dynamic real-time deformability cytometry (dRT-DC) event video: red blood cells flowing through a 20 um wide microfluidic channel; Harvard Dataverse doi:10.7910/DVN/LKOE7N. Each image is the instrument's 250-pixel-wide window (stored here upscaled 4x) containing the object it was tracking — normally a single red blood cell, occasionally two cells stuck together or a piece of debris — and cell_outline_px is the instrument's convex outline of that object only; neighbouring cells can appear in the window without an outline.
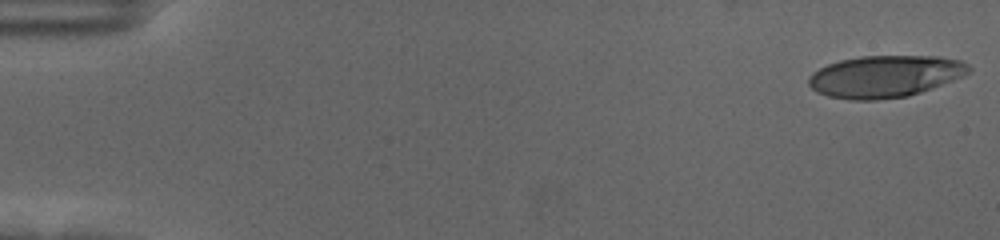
{"species": "human", "species_latin": "Homo sapiens", "temperature_condition": "cold", "stored_images_in_passage": 56, "camera_frame_rate_fps": 3000, "um_per_image_px": 0.085, "donor": {"sex": "female"}, "frame": {"image": 1, "passage_image": 1, "time_ms": 0.0, "image_size_px": [1000, 240], "cell_outline_px": [[972, 72], [932, 88], [908, 96], [876, 100], [848, 100], [828, 96], [816, 92], [808, 84], [808, 76], [812, 72], [828, 64], [840, 60], [860, 56], [940, 56], [960, 60], [968, 64], [972, 68]], "centroid_in_image_um": [75.22, 6.49], "position_along_channel_um": 9.8, "area_um2": 39.36}}
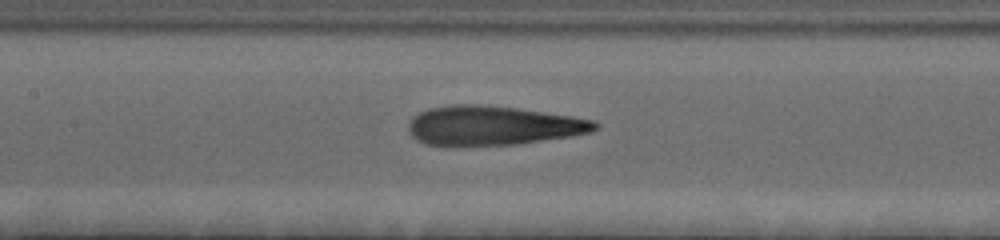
{"frame": {"image": 2, "passage_image": 27, "time_ms": 8.667, "image_size_px": [1000, 240], "cell_outline_px": [[600, 124], [592, 132], [572, 136], [516, 144], [424, 144], [416, 140], [408, 132], [408, 120], [420, 112], [428, 108], [452, 104], [476, 104], [516, 108], [572, 116], [596, 120]], "centroid_in_image_um": [41.9, 10.65], "position_along_channel_um": 165.5, "area_um2": 42.43}}
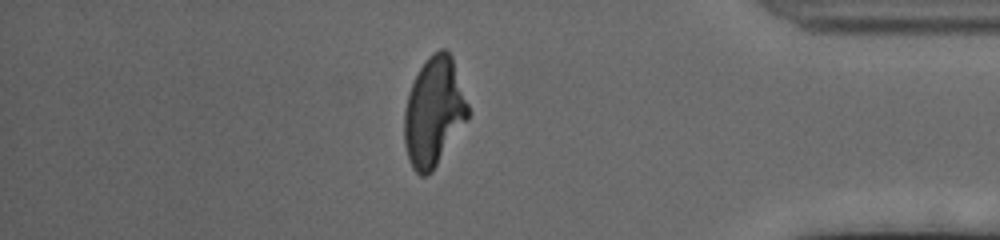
{"frame": {"image": 3, "passage_image": 49, "time_ms": 16.0, "image_size_px": [1000, 240], "cell_outline_px": [[472, 112], [468, 120], [432, 172], [424, 176], [420, 176], [412, 168], [408, 160], [404, 144], [404, 112], [408, 92], [420, 68], [428, 56], [432, 52], [440, 48], [444, 48], [452, 56]], "centroid_in_image_um": [36.9, 9.51], "position_along_channel_um": 398.3, "area_um2": 41.1}}